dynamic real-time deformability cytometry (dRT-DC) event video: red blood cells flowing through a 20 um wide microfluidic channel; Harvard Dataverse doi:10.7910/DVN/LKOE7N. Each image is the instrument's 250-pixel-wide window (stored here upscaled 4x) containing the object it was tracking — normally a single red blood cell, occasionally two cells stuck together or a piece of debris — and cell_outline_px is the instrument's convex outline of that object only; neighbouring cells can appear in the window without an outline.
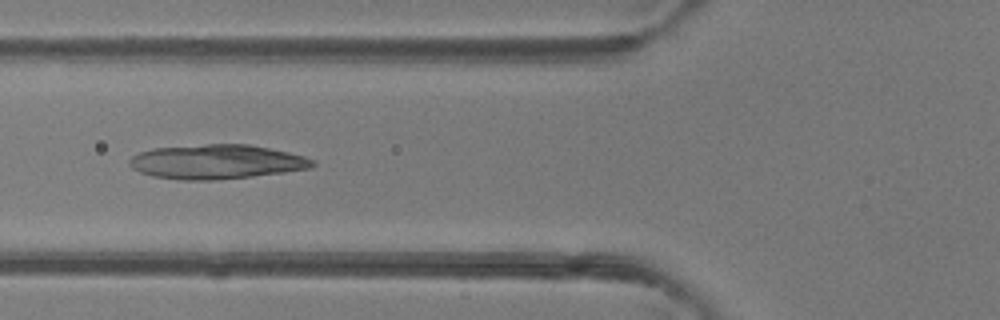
{"species": "common noctule bat (a hibernating species)", "species_latin": "Nyctalus noctula", "temperature_condition": "room temperature", "stored_images_in_passage": 25, "camera_frame_rate_fps": 3000, "um_per_image_px": 0.085, "animal": {"sex": "female"}, "frame": {"image": 1, "passage_image": 8, "time_ms": 2.333, "image_size_px": [1000, 320], "cell_outline_px": [[316, 164], [312, 168], [284, 172], [252, 176], [212, 180], [180, 180], [152, 176], [140, 172], [132, 168], [128, 164], [128, 160], [132, 156], [140, 152], [152, 148], [204, 144], [248, 144], [288, 152], [304, 156], [316, 160]], "centroid_in_image_um": [18.4, 13.75], "position_along_channel_um": 107.4, "area_um2": 36.82}}
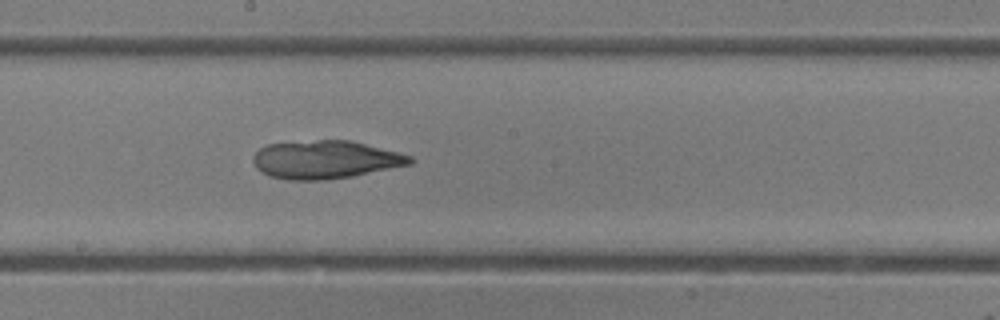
{"frame": {"image": 2, "passage_image": 16, "time_ms": 5.0, "image_size_px": [1000, 320], "cell_outline_px": [[416, 160], [412, 164], [352, 176], [324, 180], [288, 180], [272, 176], [256, 168], [252, 160], [252, 156], [260, 148], [268, 144], [316, 140], [348, 140], [400, 152], [412, 156]], "centroid_in_image_um": [27.68, 13.57], "position_along_channel_um": 220.5, "area_um2": 34.8}}
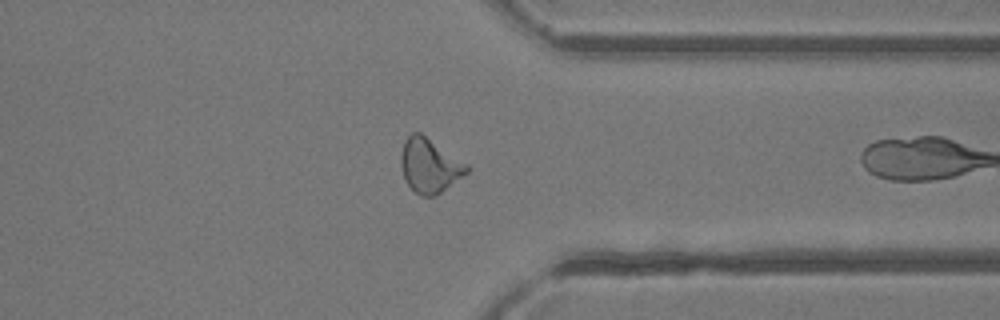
{"frame": {"image": 3, "passage_image": 24, "time_ms": 7.667, "image_size_px": [1000, 320], "cell_outline_px": [[468, 172], [436, 196], [420, 196], [408, 184], [404, 176], [400, 164], [400, 156], [404, 140], [412, 132], [420, 132], [468, 164]], "centroid_in_image_um": [36.5, 14.06], "position_along_channel_um": 374.9, "area_um2": 20.69}}